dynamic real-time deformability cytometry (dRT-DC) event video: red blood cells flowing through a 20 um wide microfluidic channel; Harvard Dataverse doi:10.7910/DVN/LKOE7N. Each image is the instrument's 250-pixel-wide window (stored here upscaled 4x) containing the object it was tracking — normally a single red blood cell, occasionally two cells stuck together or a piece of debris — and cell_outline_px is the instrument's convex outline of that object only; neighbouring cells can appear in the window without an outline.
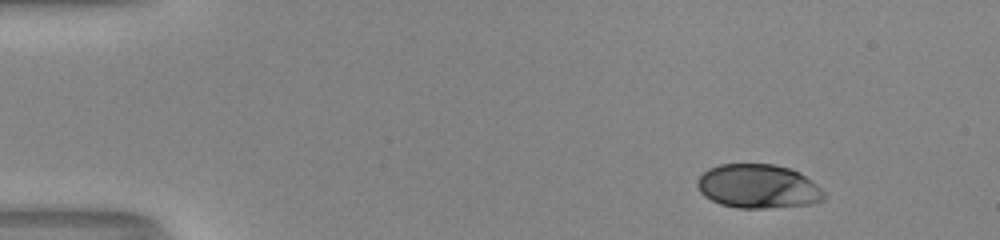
{"species": "human", "species_latin": "Homo sapiens", "temperature_condition": "room temperature", "stored_images_in_passage": 47, "camera_frame_rate_fps": 3000, "um_per_image_px": 0.085, "donor": {"sex": "male"}, "frame": {"image": 1, "passage_image": 1, "time_ms": 0.0, "image_size_px": [1000, 240], "cell_outline_px": [[824, 200], [812, 204], [768, 208], [736, 208], [720, 204], [704, 196], [700, 192], [696, 184], [696, 180], [708, 168], [720, 164], [772, 164], [792, 168], [800, 172], [816, 184], [824, 192]], "centroid_in_image_um": [64.43, 15.84], "position_along_channel_um": 20.6, "area_um2": 32.71}}
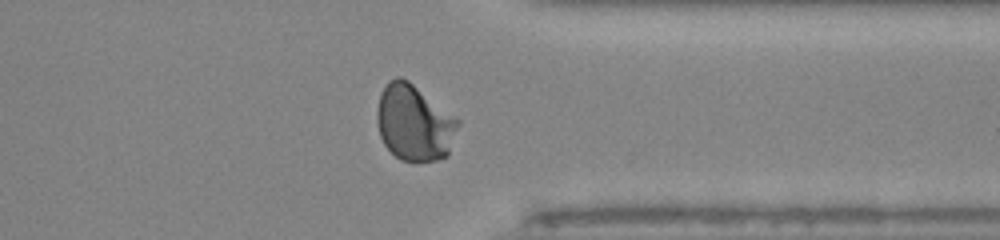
{"frame": {"image": 2, "passage_image": 36, "time_ms": 11.667, "image_size_px": [1000, 240], "cell_outline_px": [[460, 124], [448, 156], [436, 160], [416, 164], [400, 160], [384, 144], [380, 136], [376, 120], [376, 112], [380, 92], [388, 80], [396, 76], [400, 76], [408, 80], [460, 120]], "centroid_in_image_um": [35.2, 10.46], "position_along_channel_um": 376.2, "area_um2": 36.59}}
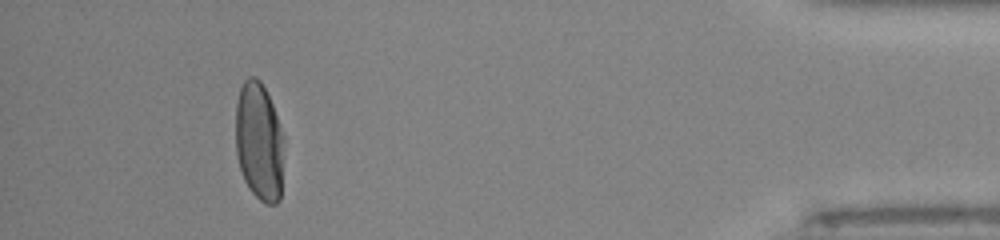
{"frame": {"image": 3, "passage_image": 43, "time_ms": 14.0, "image_size_px": [1000, 240], "cell_outline_px": [[284, 140], [280, 200], [276, 204], [268, 204], [260, 200], [248, 188], [244, 180], [240, 168], [236, 152], [236, 104], [240, 88], [244, 80], [248, 76], [252, 76], [260, 80], [272, 104], [284, 136]], "centroid_in_image_um": [22.03, 12.05], "position_along_channel_um": 413.2, "area_um2": 33.47}, "authors_computed_cell_mechanics": {"area_um2": 33.6974, "velocity_mm_per_s": 4.0189, "shape_relaxation_time_tau1_ms": 3.1556, "shape_relaxation_time_tau2_ms": null, "deformation_change_tau1": 0.1797, "deformation_change_tau2": null}}